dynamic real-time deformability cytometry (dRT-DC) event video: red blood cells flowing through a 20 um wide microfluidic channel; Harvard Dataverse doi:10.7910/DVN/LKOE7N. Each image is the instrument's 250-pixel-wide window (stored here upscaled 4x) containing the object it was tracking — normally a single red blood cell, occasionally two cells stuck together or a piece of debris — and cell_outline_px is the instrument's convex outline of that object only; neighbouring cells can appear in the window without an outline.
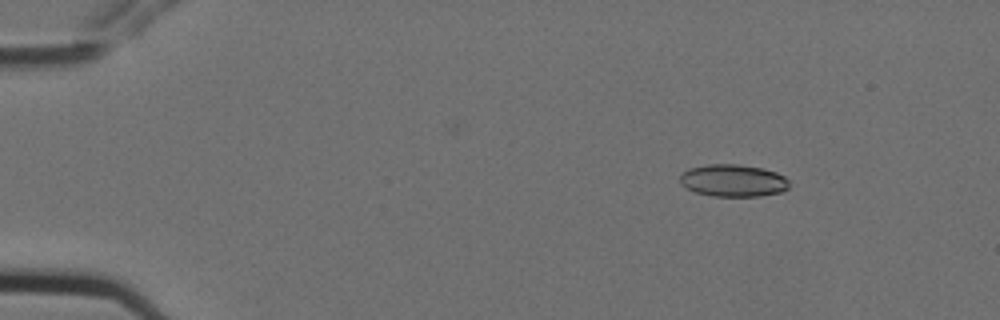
{"species": "Egyptian fruit bat (a non-hibernating species)", "species_latin": "Rousettus aegyptiacus", "temperature_condition": "cold", "stored_images_in_passage": 13, "camera_frame_rate_fps": 3000, "um_per_image_px": 0.085, "animal": {"sex": "female"}, "frame": {"image": 1, "passage_image": 1, "time_ms": 0.0, "image_size_px": [1000, 320], "cell_outline_px": [[788, 188], [784, 192], [760, 196], [712, 196], [696, 192], [680, 184], [680, 176], [688, 168], [708, 164], [740, 164], [764, 168], [776, 172], [784, 176], [788, 180]], "centroid_in_image_um": [62.34, 15.34], "position_along_channel_um": 22.7, "area_um2": 20.69}}
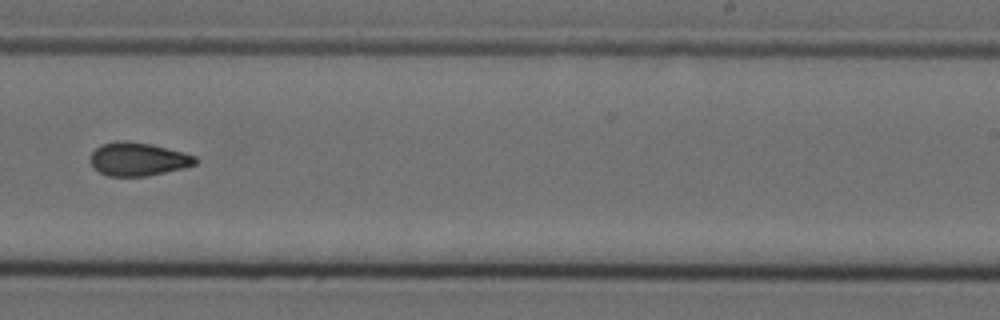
{"frame": {"image": 2, "passage_image": 8, "time_ms": 2.333, "image_size_px": [1000, 320], "cell_outline_px": [[200, 160], [196, 164], [184, 168], [148, 176], [108, 176], [92, 168], [88, 160], [92, 152], [100, 144], [120, 140], [128, 140], [152, 144], [184, 152], [196, 156]], "centroid_in_image_um": [11.73, 13.52], "position_along_channel_um": 277.3, "area_um2": 20.87}}
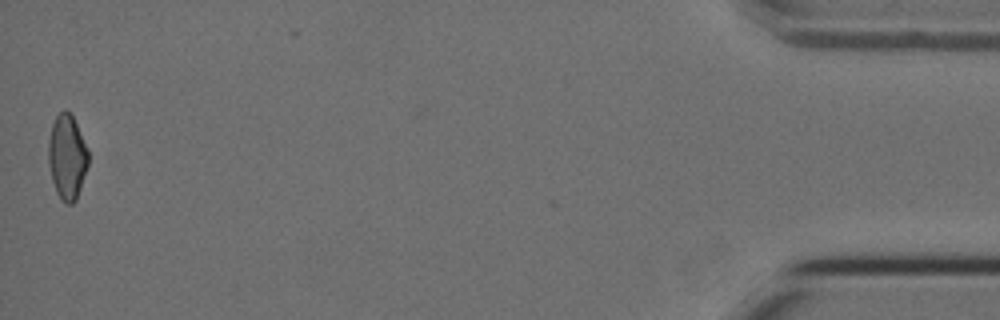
{"frame": {"image": 3, "passage_image": 13, "time_ms": 4.0, "image_size_px": [1000, 320], "cell_outline_px": [[88, 164], [76, 200], [72, 204], [68, 204], [60, 200], [56, 192], [52, 180], [48, 164], [48, 140], [52, 124], [56, 116], [64, 108], [72, 116], [88, 148]], "centroid_in_image_um": [5.69, 13.35], "position_along_channel_um": 429.5, "area_um2": 19.71}}